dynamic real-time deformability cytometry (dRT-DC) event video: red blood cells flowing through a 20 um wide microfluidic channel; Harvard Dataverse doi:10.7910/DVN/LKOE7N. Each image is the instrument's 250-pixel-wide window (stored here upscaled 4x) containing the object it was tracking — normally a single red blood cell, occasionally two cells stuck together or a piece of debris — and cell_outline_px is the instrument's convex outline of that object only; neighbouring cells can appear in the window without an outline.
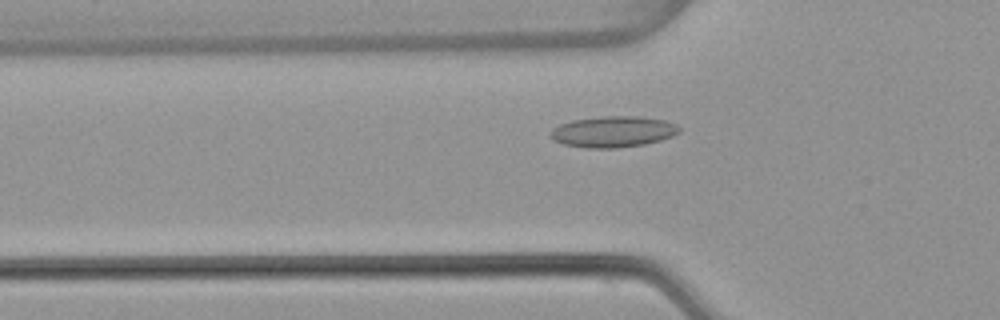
{"species": "common noctule bat (a hibernating species)", "species_latin": "Nyctalus noctula", "temperature_condition": "warm", "stored_images_in_passage": 46, "camera_frame_rate_fps": 3000, "um_per_image_px": 0.085, "animal": {"sex": "female", "body_mass_g": 22.7, "forearm_length_mm": 54.2}, "frame": {"image": 1, "passage_image": 10, "time_ms": 3.0, "image_size_px": [1000, 320], "cell_outline_px": [[680, 132], [672, 136], [660, 140], [644, 144], [616, 148], [588, 148], [564, 144], [556, 140], [552, 136], [552, 128], [560, 124], [572, 120], [604, 116], [640, 116], [664, 120], [676, 124], [680, 128]], "centroid_in_image_um": [52.15, 11.18], "position_along_channel_um": 73.6, "area_um2": 23.12}}
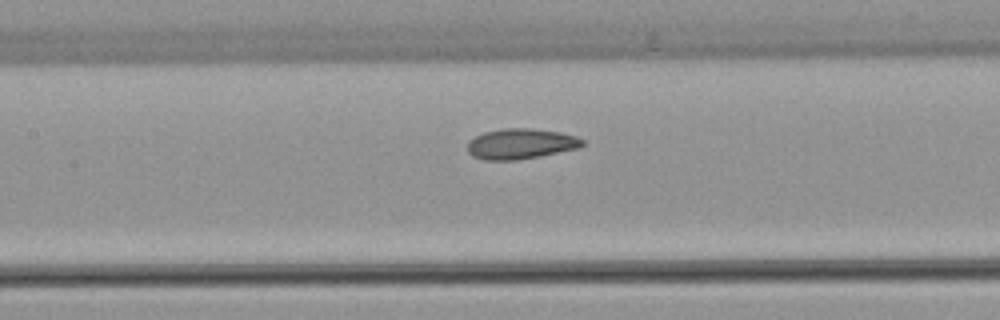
{"frame": {"image": 2, "passage_image": 17, "time_ms": 5.333, "image_size_px": [1000, 320], "cell_outline_px": [[584, 144], [580, 148], [540, 156], [516, 160], [484, 160], [472, 156], [468, 152], [468, 140], [484, 132], [504, 128], [532, 128], [560, 132], [576, 136], [584, 140]], "centroid_in_image_um": [44.27, 12.22], "position_along_channel_um": 163.1, "area_um2": 20.52}}
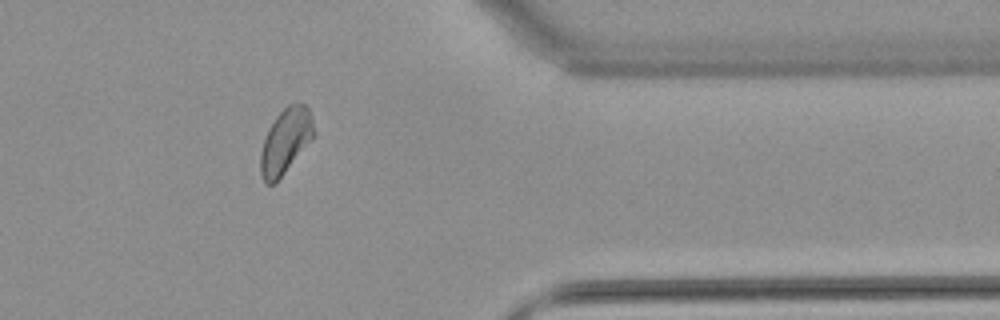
{"frame": {"image": 3, "passage_image": 36, "time_ms": 11.667, "image_size_px": [1000, 320], "cell_outline_px": [[312, 140], [284, 172], [272, 184], [264, 184], [260, 172], [260, 152], [268, 128], [276, 116], [288, 104], [304, 104], [308, 108], [312, 120]], "centroid_in_image_um": [24.23, 12.0], "position_along_channel_um": 387.2, "area_um2": 19.71}, "authors_computed_cell_mechanics": {"area_um2": 20.4901, "velocity_mm_per_s": 3.8031, "shape_relaxation_time_tau1_ms": null, "shape_relaxation_time_tau2_ms": 1.6786, "deformation_change_tau1": null, "deformation_change_tau2": 0.0728}}